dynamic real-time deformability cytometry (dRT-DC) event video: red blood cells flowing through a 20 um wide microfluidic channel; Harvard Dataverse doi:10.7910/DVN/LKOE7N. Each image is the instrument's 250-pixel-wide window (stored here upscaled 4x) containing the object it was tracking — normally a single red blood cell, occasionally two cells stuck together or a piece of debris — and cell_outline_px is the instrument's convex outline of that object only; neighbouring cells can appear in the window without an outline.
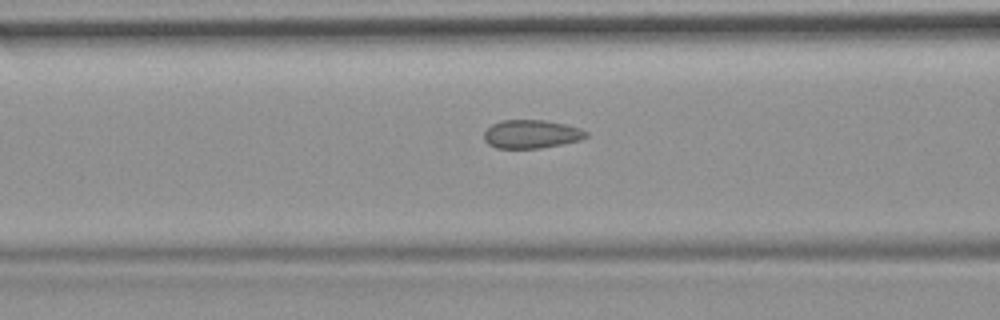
{"species": "common noctule bat (a hibernating species)", "species_latin": "Nyctalus noctula", "temperature_condition": "room temperature", "stored_images_in_passage": 39, "camera_frame_rate_fps": 3000, "um_per_image_px": 0.085, "animal": {"sex": "female", "body_mass_g": 19.9}, "frame": {"image": 1, "passage_image": 16, "time_ms": 5.0, "image_size_px": [1000, 320], "cell_outline_px": [[588, 136], [580, 140], [540, 148], [496, 148], [488, 144], [484, 140], [484, 132], [492, 124], [500, 120], [544, 120], [564, 124], [580, 128], [588, 132]], "centroid_in_image_um": [45.15, 11.39], "position_along_channel_um": 121.5, "area_um2": 16.88}}
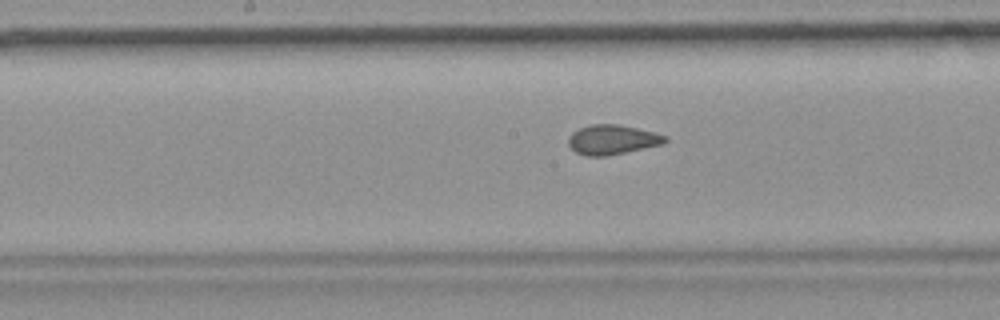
{"frame": {"image": 2, "passage_image": 22, "time_ms": 7.0, "image_size_px": [1000, 320], "cell_outline_px": [[668, 140], [664, 144], [608, 156], [588, 156], [576, 152], [568, 144], [568, 136], [572, 132], [580, 128], [592, 124], [616, 124], [656, 132], [668, 136]], "centroid_in_image_um": [52.07, 11.87], "position_along_channel_um": 196.1, "area_um2": 16.82}}
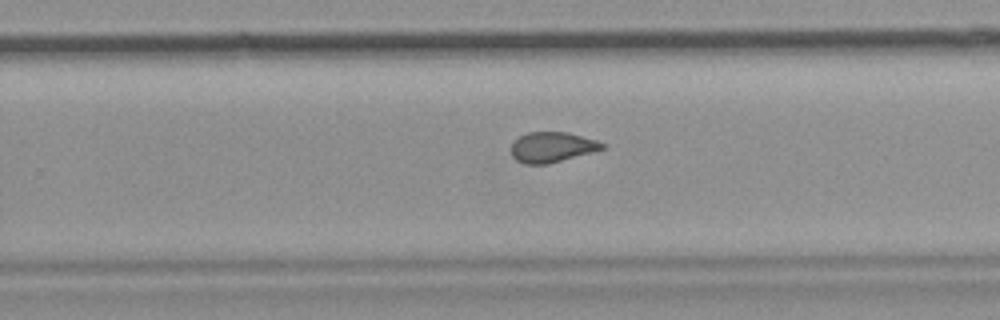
{"frame": {"image": 3, "passage_image": 29, "time_ms": 9.333, "image_size_px": [1000, 320], "cell_outline_px": [[604, 148], [592, 152], [548, 164], [524, 164], [516, 160], [512, 156], [512, 140], [528, 132], [568, 132], [596, 140], [604, 144]], "centroid_in_image_um": [46.89, 12.5], "position_along_channel_um": 282.9, "area_um2": 16.01}}